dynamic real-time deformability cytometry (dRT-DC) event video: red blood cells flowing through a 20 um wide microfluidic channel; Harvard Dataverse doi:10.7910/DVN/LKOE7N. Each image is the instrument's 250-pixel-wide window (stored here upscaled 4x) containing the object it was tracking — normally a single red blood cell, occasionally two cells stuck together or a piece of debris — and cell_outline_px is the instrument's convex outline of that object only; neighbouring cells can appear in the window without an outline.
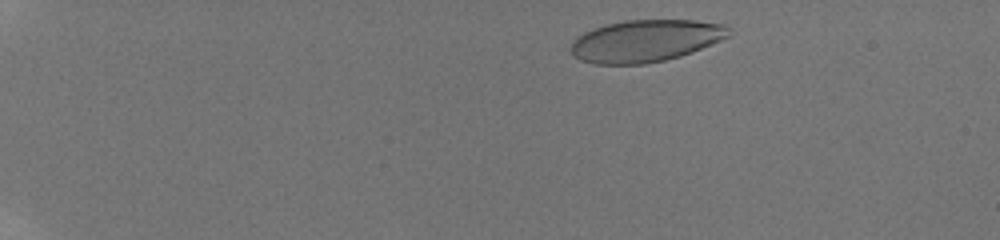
{"species": "human", "species_latin": "Homo sapiens", "temperature_condition": "room temperature", "stored_images_in_passage": 12, "camera_frame_rate_fps": 3000, "um_per_image_px": 0.085, "donor": {"sex": "male"}, "frame": {"image": 1, "passage_image": 5, "time_ms": 1.0, "image_size_px": [1000, 240], "cell_outline_px": [[732, 28], [728, 36], [720, 40], [692, 52], [680, 56], [664, 60], [644, 64], [596, 64], [580, 60], [572, 56], [572, 40], [584, 32], [604, 24], [624, 20], [696, 20], [724, 24]], "centroid_in_image_um": [54.86, 3.46], "position_along_channel_um": 30.1, "area_um2": 38.78}}